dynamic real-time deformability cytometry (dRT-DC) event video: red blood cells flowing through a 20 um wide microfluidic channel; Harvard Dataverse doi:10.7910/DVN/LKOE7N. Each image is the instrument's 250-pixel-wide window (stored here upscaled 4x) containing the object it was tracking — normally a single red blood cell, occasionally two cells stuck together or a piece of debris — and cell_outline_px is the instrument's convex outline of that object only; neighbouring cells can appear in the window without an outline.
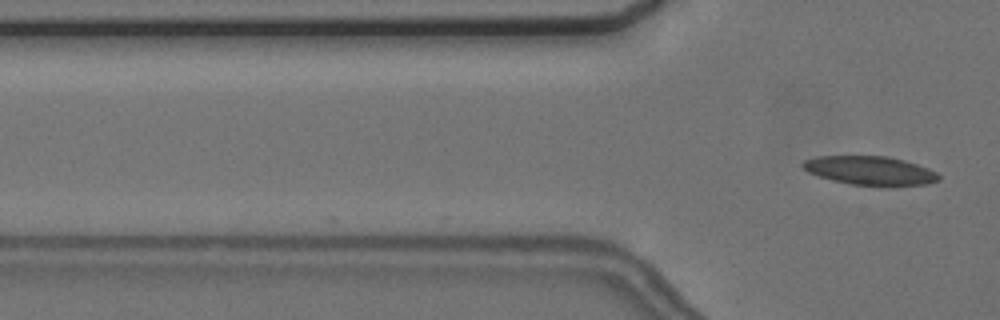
{"species": "common noctule bat (a hibernating species)", "species_latin": "Nyctalus noctula", "temperature_condition": "cold", "stored_images_in_passage": 5, "camera_frame_rate_fps": 3000, "um_per_image_px": 0.085, "animal": {"sex": "female", "body_mass_g": 24.6, "forearm_length_mm": 56.2}, "frame": {"image": 1, "passage_image": 5, "time_ms": 5.333, "image_size_px": [1000, 320], "cell_outline_px": [[940, 180], [928, 184], [880, 188], [852, 184], [832, 180], [808, 172], [800, 164], [804, 160], [816, 156], [884, 156], [904, 160], [928, 168], [936, 172], [940, 176]], "centroid_in_image_um": [73.99, 14.53], "position_along_channel_um": 51.8, "area_um2": 23.29}}